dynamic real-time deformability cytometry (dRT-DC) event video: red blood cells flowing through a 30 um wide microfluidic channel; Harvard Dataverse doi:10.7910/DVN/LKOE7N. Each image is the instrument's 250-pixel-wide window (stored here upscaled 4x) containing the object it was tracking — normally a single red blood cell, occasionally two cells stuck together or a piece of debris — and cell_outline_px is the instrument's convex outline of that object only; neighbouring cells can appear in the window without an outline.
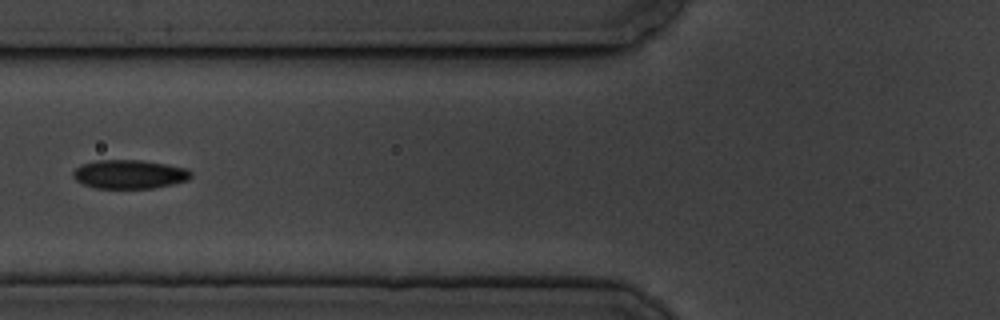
{"species": "common noctule bat (a hibernating species)", "species_latin": "Nyctalus noctula", "temperature_condition": "cold", "stored_images_in_passage": 15, "camera_frame_rate_fps": 3000, "um_per_image_px": 0.085, "animal": {"sex": "male", "body_mass_g": 19.5, "forearm_length_mm": 54.6}, "frame": {"image": 1, "passage_image": 6, "time_ms": 6.667, "image_size_px": [1000, 320], "cell_outline_px": [[192, 176], [188, 180], [172, 184], [152, 188], [96, 188], [84, 184], [76, 180], [72, 176], [72, 172], [80, 164], [96, 160], [140, 160], [188, 168], [192, 172]], "centroid_in_image_um": [10.99, 14.8], "position_along_channel_um": 114.8, "area_um2": 19.83}}
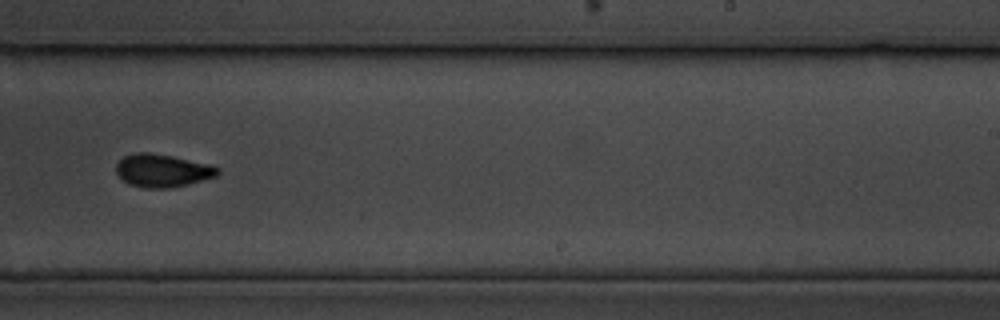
{"frame": {"image": 2, "passage_image": 10, "time_ms": 11.333, "image_size_px": [1000, 320], "cell_outline_px": [[220, 172], [216, 176], [188, 184], [172, 188], [144, 188], [128, 184], [116, 172], [116, 164], [124, 156], [136, 152], [148, 152], [172, 156], [212, 164], [220, 168]], "centroid_in_image_um": [13.82, 14.5], "position_along_channel_um": 275.2, "area_um2": 19.59}}
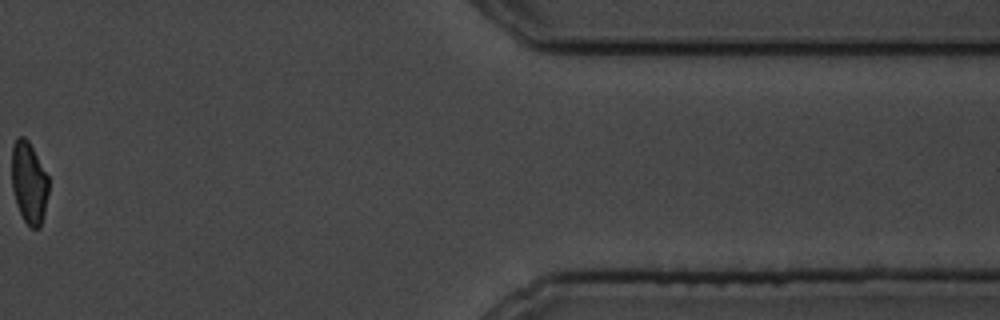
{"frame": {"image": 3, "passage_image": 14, "time_ms": 16.667, "image_size_px": [1000, 320], "cell_outline_px": [[48, 192], [44, 212], [40, 228], [32, 228], [24, 220], [16, 204], [12, 188], [12, 144], [16, 136], [24, 136], [28, 140], [48, 176]], "centroid_in_image_um": [2.45, 15.5], "position_along_channel_um": 409.0, "area_um2": 17.51}, "authors_computed_cell_mechanics": {"area_um2": 19.8254, "velocity_mm_per_s": 3.4461, "shape_relaxation_time_tau1_ms": 3.6944, "shape_relaxation_time_tau2_ms": 2.8187, "deformation_change_tau1": 0.1125, "deformation_change_tau2": 0.049}}